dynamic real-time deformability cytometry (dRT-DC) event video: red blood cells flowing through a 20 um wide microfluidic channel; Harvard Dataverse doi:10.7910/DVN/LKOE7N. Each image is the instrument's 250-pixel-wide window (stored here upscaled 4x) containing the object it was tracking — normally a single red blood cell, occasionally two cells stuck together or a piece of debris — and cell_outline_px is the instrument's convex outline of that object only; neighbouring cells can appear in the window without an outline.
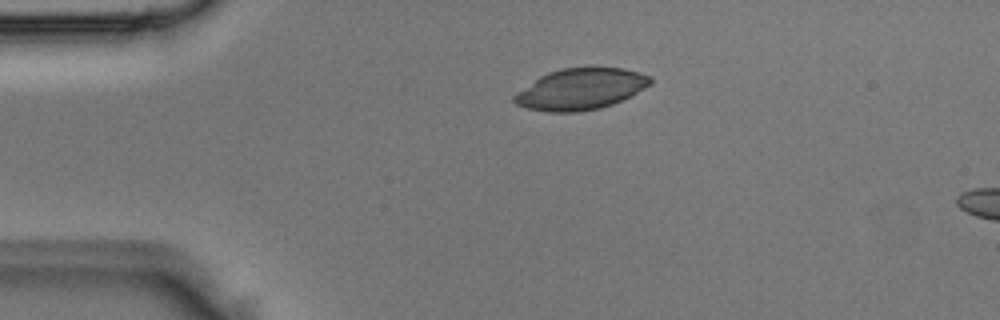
{"species": "Egyptian fruit bat (a non-hibernating species)", "species_latin": "Rousettus aegyptiacus", "temperature_condition": "room temperature", "stored_images_in_passage": 3, "segment_of_instrument_passage": [1, 2], "camera_frame_rate_fps": 3000, "um_per_image_px": 0.085, "animal": {"sex": "male"}, "frame": {"image": 1, "passage_image": 1, "time_ms": 0.0, "image_size_px": [1000, 320], "cell_outline_px": [[652, 84], [612, 104], [600, 108], [576, 112], [548, 112], [528, 108], [516, 104], [512, 100], [512, 96], [540, 76], [548, 72], [560, 68], [624, 68], [640, 72], [652, 76]], "centroid_in_image_um": [49.35, 7.57], "position_along_channel_um": 35.6, "area_um2": 32.43}}